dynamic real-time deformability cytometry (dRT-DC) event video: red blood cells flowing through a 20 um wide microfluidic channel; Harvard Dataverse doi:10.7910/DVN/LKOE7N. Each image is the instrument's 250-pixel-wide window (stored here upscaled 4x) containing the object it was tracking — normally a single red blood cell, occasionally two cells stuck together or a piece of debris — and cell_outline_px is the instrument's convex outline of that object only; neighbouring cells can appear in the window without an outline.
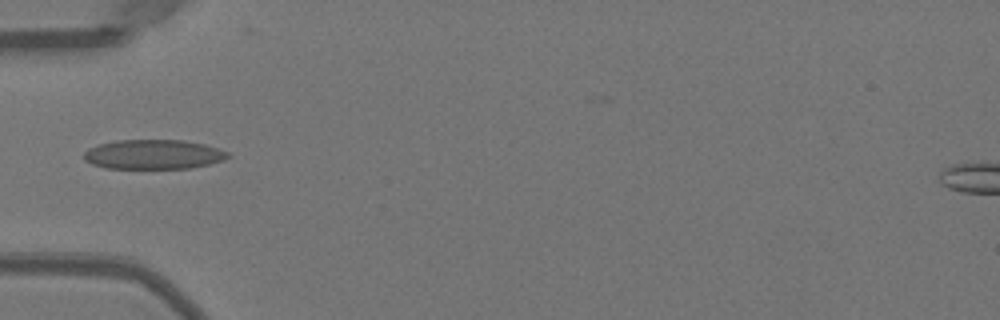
{"species": "Egyptian fruit bat (a non-hibernating species)", "species_latin": "Rousettus aegyptiacus", "temperature_condition": "warm", "stored_images_in_passage": 34, "camera_frame_rate_fps": 3000, "um_per_image_px": 0.085, "animal": {"sex": "female"}, "frame": {"image": 1, "passage_image": 1, "time_ms": 0.0, "image_size_px": [1000, 320], "cell_outline_px": [[232, 156], [224, 160], [192, 168], [104, 168], [92, 164], [84, 160], [84, 152], [88, 148], [100, 144], [116, 140], [184, 140], [204, 144], [228, 152]], "centroid_in_image_um": [13.04, 13.12], "position_along_channel_um": 72.0, "area_um2": 24.8}}
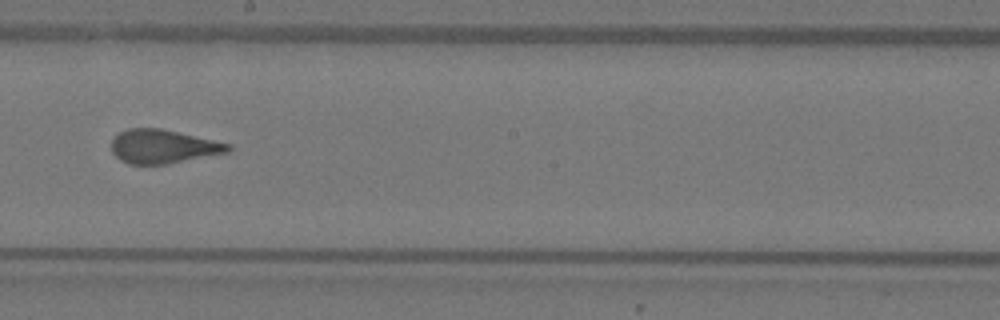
{"frame": {"image": 2, "passage_image": 13, "time_ms": 4.0, "image_size_px": [1000, 320], "cell_outline_px": [[232, 148], [228, 152], [168, 164], [128, 164], [120, 160], [112, 152], [112, 140], [120, 132], [128, 128], [160, 128], [232, 144]], "centroid_in_image_um": [13.87, 12.45], "position_along_channel_um": 234.3, "area_um2": 22.89}}
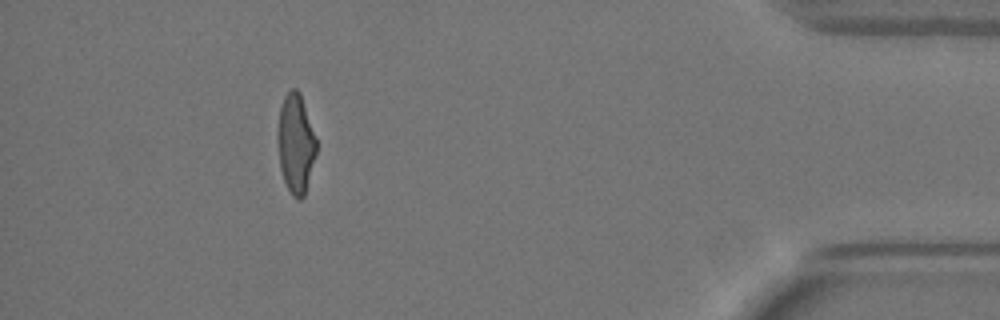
{"frame": {"image": 3, "passage_image": 30, "time_ms": 9.667, "image_size_px": [1000, 320], "cell_outline_px": [[316, 152], [304, 196], [300, 200], [292, 196], [284, 180], [280, 168], [276, 140], [276, 128], [280, 108], [284, 96], [292, 88], [296, 88], [300, 92], [316, 140]], "centroid_in_image_um": [25.09, 12.19], "position_along_channel_um": 410.1, "area_um2": 22.37}, "authors_computed_cell_mechanics": {"area_um2": 23.4668, "velocity_mm_per_s": 4.0224, "shape_relaxation_time_tau1_ms": 6.0294, "shape_relaxation_time_tau2_ms": 0.6309, "deformation_change_tau1": 0.2092, "deformation_change_tau2": 0.0622}}